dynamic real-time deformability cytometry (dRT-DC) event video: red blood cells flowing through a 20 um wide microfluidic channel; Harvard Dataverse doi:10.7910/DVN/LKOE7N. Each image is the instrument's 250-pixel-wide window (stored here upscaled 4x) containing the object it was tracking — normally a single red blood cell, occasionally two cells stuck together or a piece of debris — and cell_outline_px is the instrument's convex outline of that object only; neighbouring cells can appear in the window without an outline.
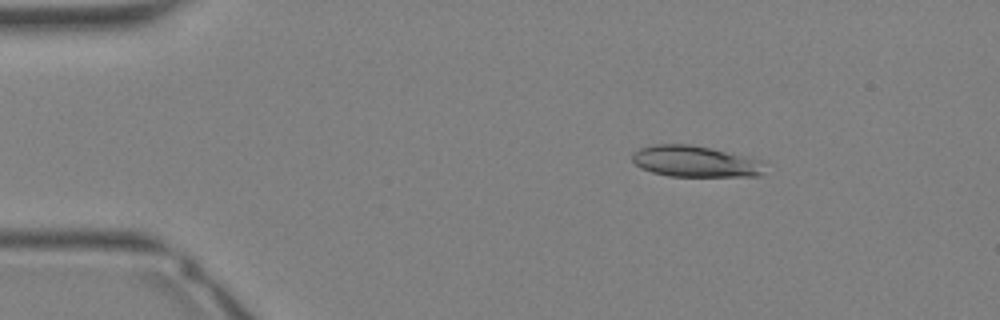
{"species": "Egyptian fruit bat (a non-hibernating species)", "species_latin": "Rousettus aegyptiacus", "temperature_condition": "warm", "stored_images_in_passage": 12, "camera_frame_rate_fps": 3000, "um_per_image_px": 0.085, "animal": {"sex": "female"}, "frame": {"image": 1, "passage_image": 6, "time_ms": 1.667, "image_size_px": [1000, 320], "cell_outline_px": [[760, 176], [668, 176], [652, 172], [640, 168], [632, 160], [632, 152], [640, 148], [652, 144], [688, 144], [712, 148], [756, 160], [760, 172]], "centroid_in_image_um": [58.91, 13.71], "position_along_channel_um": 26.1, "area_um2": 23.47}}